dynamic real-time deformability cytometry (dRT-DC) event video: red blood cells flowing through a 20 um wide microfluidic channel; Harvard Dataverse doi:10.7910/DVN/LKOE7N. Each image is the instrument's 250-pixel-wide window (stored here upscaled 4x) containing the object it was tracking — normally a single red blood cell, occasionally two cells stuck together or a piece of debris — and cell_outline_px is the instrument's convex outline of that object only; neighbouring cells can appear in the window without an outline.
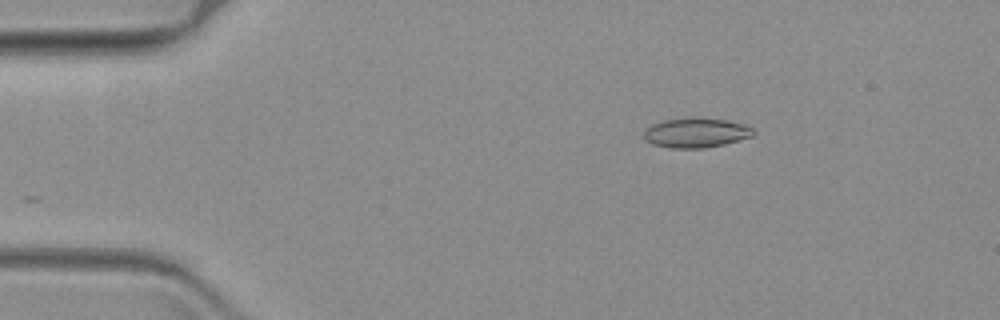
{"species": "common noctule bat (a hibernating species)", "species_latin": "Nyctalus noctula", "temperature_condition": "warm", "stored_images_in_passage": 53, "camera_frame_rate_fps": 3000, "um_per_image_px": 0.085, "animal": {"sex": "female", "body_mass_g": 19.3, "forearm_length_mm": 54.1}, "frame": {"image": 1, "passage_image": 1, "time_ms": 0.0, "image_size_px": [1000, 320], "cell_outline_px": [[756, 132], [752, 136], [740, 140], [724, 144], [704, 148], [672, 148], [652, 144], [644, 140], [644, 128], [652, 124], [664, 120], [692, 116], [728, 120], [744, 124], [752, 128]], "centroid_in_image_um": [59.15, 11.27], "position_along_channel_um": 25.9, "area_um2": 19.31}}
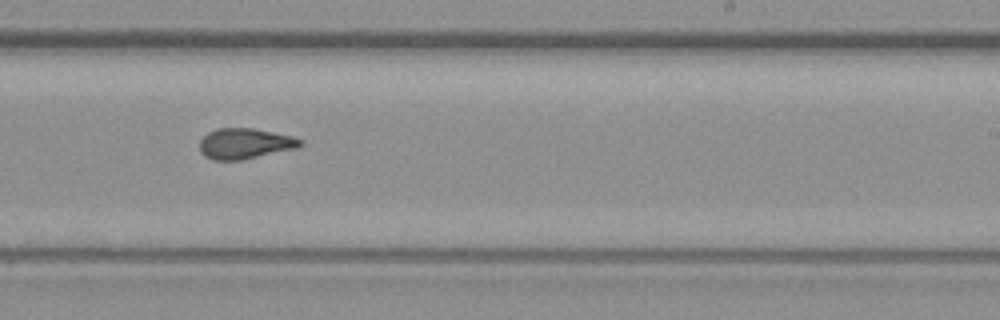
{"frame": {"image": 2, "passage_image": 29, "time_ms": 9.333, "image_size_px": [1000, 320], "cell_outline_px": [[304, 144], [296, 148], [240, 160], [212, 160], [204, 156], [200, 152], [200, 140], [208, 132], [216, 128], [252, 128], [292, 136], [304, 140]], "centroid_in_image_um": [20.8, 12.2], "position_along_channel_um": 268.2, "area_um2": 17.92}}
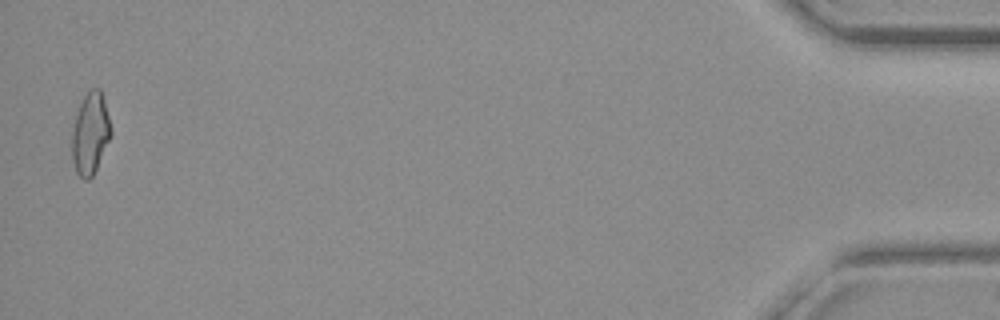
{"frame": {"image": 3, "passage_image": 52, "time_ms": 17.0, "image_size_px": [1000, 320], "cell_outline_px": [[112, 132], [96, 168], [92, 176], [88, 180], [84, 180], [76, 172], [72, 160], [72, 132], [76, 116], [80, 104], [84, 96], [92, 88], [100, 88], [104, 100], [112, 128]], "centroid_in_image_um": [7.67, 11.35], "position_along_channel_um": 427.5, "area_um2": 18.26}}